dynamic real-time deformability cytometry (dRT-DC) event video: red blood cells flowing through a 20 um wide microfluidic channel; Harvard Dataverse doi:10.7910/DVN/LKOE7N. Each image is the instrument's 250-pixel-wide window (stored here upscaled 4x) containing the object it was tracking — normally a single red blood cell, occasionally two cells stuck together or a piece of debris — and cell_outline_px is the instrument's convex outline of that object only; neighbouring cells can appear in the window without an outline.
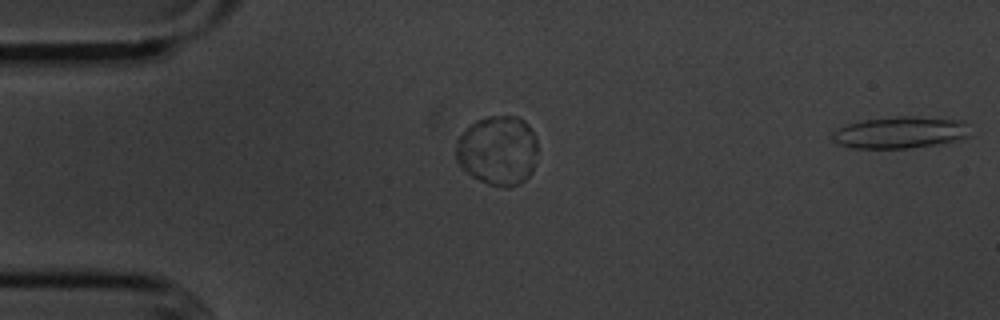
{"species": "common noctule bat (a hibernating species)", "species_latin": "Nyctalus noctula", "temperature_condition": "cold", "stored_images_in_passage": 14, "camera_frame_rate_fps": 3000, "um_per_image_px": 0.085, "animal": {"sex": "male", "body_mass_g": 20.1, "forearm_length_mm": 53.5}, "frame": {"image": 1, "passage_image": 14, "time_ms": 4.333, "image_size_px": [1000, 320], "cell_outline_px": [[968, 136], [956, 140], [940, 144], [912, 148], [852, 148], [836, 144], [832, 140], [832, 136], [840, 128], [848, 124], [864, 120], [896, 116], [908, 116], [964, 120]], "centroid_in_image_um": [76.5, 11.27], "position_along_channel_um": 8.5, "area_um2": 25.26}}